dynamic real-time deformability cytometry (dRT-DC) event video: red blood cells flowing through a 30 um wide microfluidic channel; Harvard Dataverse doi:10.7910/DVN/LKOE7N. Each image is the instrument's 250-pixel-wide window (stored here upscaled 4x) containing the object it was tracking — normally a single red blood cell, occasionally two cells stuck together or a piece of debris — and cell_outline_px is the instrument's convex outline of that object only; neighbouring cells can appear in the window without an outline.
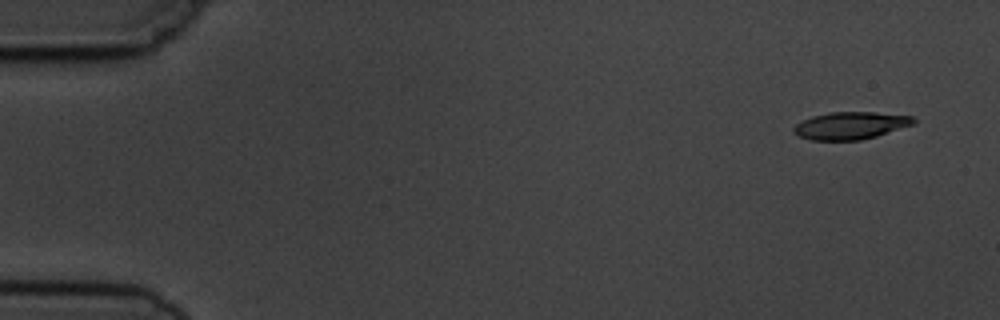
{"species": "common noctule bat (a hibernating species)", "species_latin": "Nyctalus noctula", "temperature_condition": "cold", "stored_images_in_passage": 4, "camera_frame_rate_fps": 3000, "um_per_image_px": 0.085, "animal": {"sex": "male", "body_mass_g": 19.5, "forearm_length_mm": 54.6}, "frame": {"image": 1, "passage_image": 1, "time_ms": 0.0, "image_size_px": [1000, 320], "cell_outline_px": [[916, 124], [876, 136], [860, 140], [808, 140], [792, 132], [792, 128], [796, 124], [812, 116], [828, 112], [876, 112], [912, 116], [916, 120]], "centroid_in_image_um": [72.3, 10.67], "position_along_channel_um": 12.7, "area_um2": 19.25}}
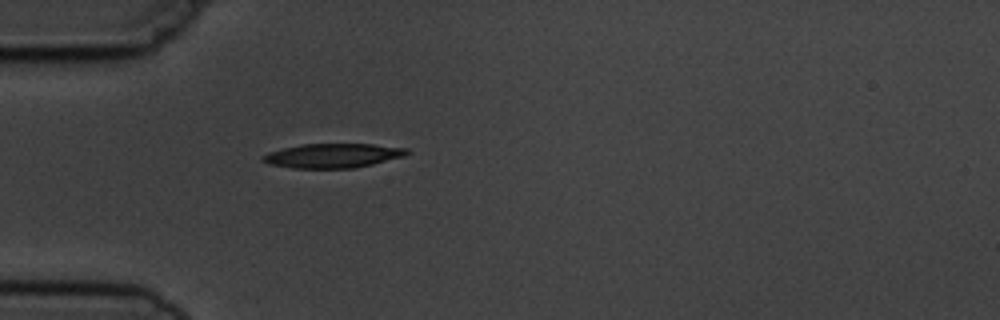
{"frame": {"image": 2, "passage_image": 4, "time_ms": 4.333, "image_size_px": [1000, 320], "cell_outline_px": [[412, 152], [404, 156], [356, 168], [292, 168], [268, 164], [260, 160], [260, 156], [268, 152], [300, 144], [372, 144], [408, 148]], "centroid_in_image_um": [28.27, 13.23], "position_along_channel_um": 56.7, "area_um2": 20.58}}